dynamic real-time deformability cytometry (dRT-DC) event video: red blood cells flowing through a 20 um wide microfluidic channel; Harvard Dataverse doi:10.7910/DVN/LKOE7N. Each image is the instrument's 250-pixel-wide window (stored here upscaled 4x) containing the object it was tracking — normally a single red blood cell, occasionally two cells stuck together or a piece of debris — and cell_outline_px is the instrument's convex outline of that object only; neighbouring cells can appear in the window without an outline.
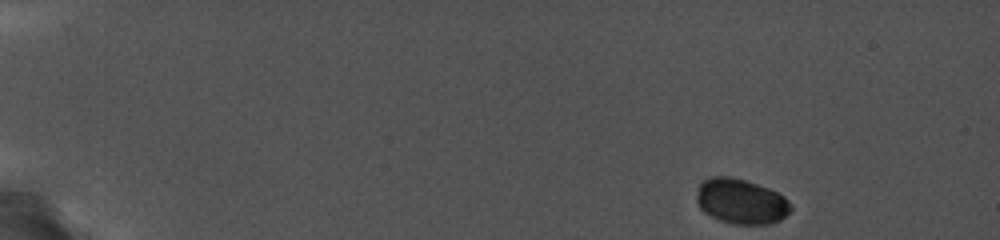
{"species": "common noctule bat (a hibernating species)", "species_latin": "Nyctalus noctula", "temperature_condition": "cold", "stored_images_in_passage": 26, "camera_frame_rate_fps": 5000, "um_per_image_px": 0.085, "animal": {"sex": "female", "body_mass_g": 19.0, "forearm_length_mm": 56.7}, "frame": {"image": 1, "passage_image": 1, "time_ms": 0.0, "image_size_px": [1000, 240], "cell_outline_px": [[792, 208], [780, 220], [768, 224], [732, 224], [720, 220], [704, 212], [700, 208], [696, 200], [700, 184], [704, 180], [712, 176], [728, 176], [744, 180], [768, 188], [784, 196]], "centroid_in_image_um": [62.97, 17.12], "position_along_channel_um": 22.0, "area_um2": 24.45}}
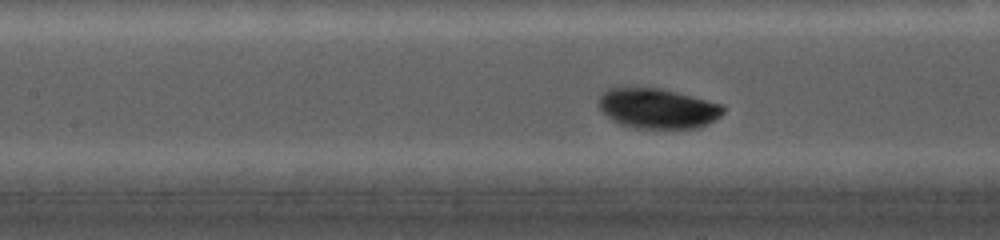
{"frame": {"image": 2, "passage_image": 15, "time_ms": 7.2, "image_size_px": [1000, 240], "cell_outline_px": [[724, 112], [716, 120], [700, 128], [636, 128], [620, 124], [608, 116], [600, 108], [600, 96], [608, 88], [660, 88], [676, 92], [720, 104], [724, 108]], "centroid_in_image_um": [55.93, 9.23], "position_along_channel_um": 151.5, "area_um2": 28.67}}
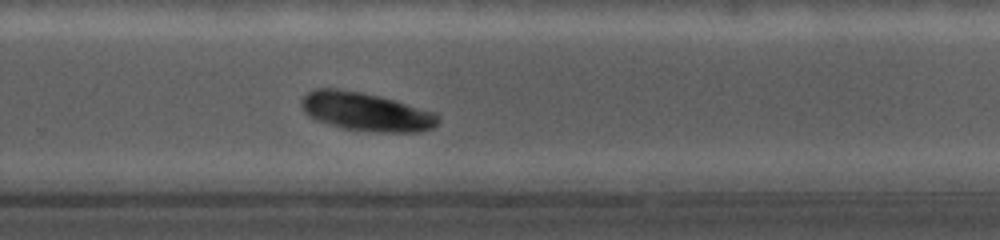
{"frame": {"image": 3, "passage_image": 26, "time_ms": 11.2, "image_size_px": [1000, 240], "cell_outline_px": [[440, 120], [432, 128], [420, 132], [364, 132], [344, 128], [316, 120], [308, 116], [304, 112], [300, 104], [300, 100], [308, 92], [316, 88], [336, 88], [360, 92], [380, 96], [436, 112], [440, 116]], "centroid_in_image_um": [31.11, 9.5], "position_along_channel_um": 298.7, "area_um2": 30.92}}